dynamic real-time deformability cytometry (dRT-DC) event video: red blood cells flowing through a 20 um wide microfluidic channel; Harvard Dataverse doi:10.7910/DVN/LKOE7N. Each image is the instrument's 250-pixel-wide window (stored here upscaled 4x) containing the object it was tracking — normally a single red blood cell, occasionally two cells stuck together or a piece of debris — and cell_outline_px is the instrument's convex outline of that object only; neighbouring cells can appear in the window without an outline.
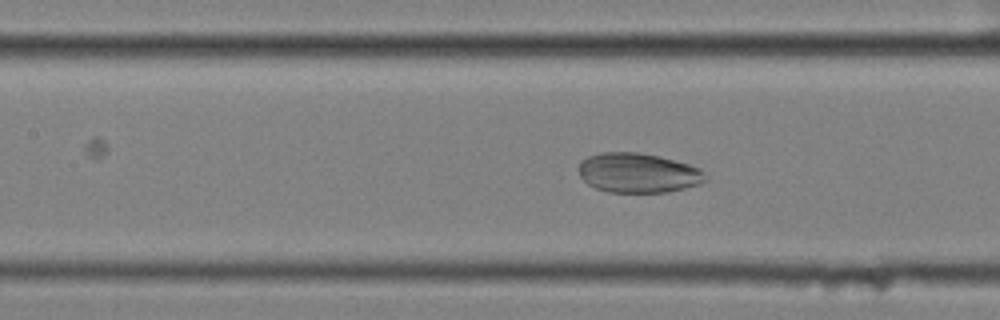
{"species": "common noctule bat (a hibernating species)", "species_latin": "Nyctalus noctula", "temperature_condition": "cold", "stored_images_in_passage": 42, "camera_frame_rate_fps": 3000, "um_per_image_px": 0.085, "animal": {"sex": "female", "body_mass_g": 25.1}, "frame": {"image": 1, "passage_image": 10, "time_ms": 3.0, "image_size_px": [1000, 320], "cell_outline_px": [[704, 180], [700, 184], [668, 192], [608, 192], [596, 188], [588, 184], [580, 176], [576, 168], [580, 160], [588, 156], [600, 152], [636, 152], [660, 156], [688, 164], [700, 168], [704, 172]], "centroid_in_image_um": [54.18, 14.68], "position_along_channel_um": 153.2, "area_um2": 29.42}}
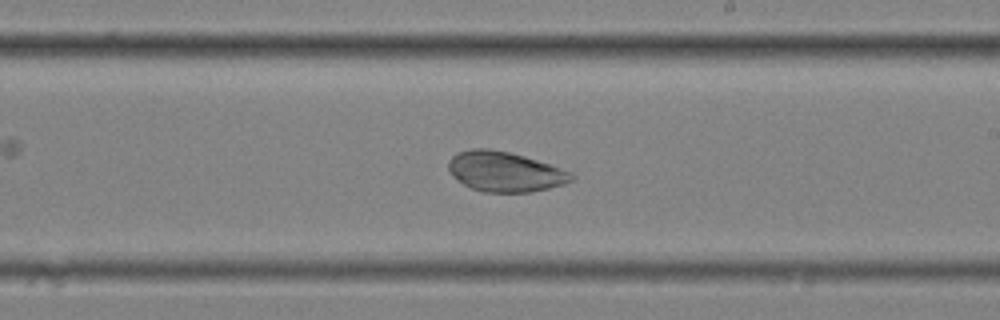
{"frame": {"image": 2, "passage_image": 18, "time_ms": 5.667, "image_size_px": [1000, 320], "cell_outline_px": [[576, 176], [572, 180], [564, 184], [548, 188], [528, 192], [484, 192], [472, 188], [464, 184], [448, 168], [448, 160], [456, 152], [472, 148], [488, 148], [508, 152], [524, 156], [552, 164], [572, 172]], "centroid_in_image_um": [42.96, 14.57], "position_along_channel_um": 246.0, "area_um2": 28.61}}
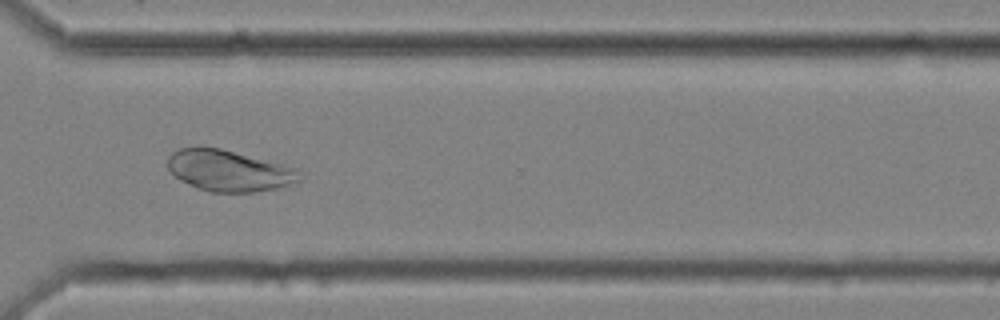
{"frame": {"image": 3, "passage_image": 27, "time_ms": 8.667, "image_size_px": [1000, 320], "cell_outline_px": [[300, 180], [280, 188], [252, 192], [212, 192], [200, 188], [180, 180], [168, 168], [168, 156], [172, 152], [180, 148], [220, 148], [296, 168]], "centroid_in_image_um": [19.45, 14.52], "position_along_channel_um": 351.2, "area_um2": 30.98}}